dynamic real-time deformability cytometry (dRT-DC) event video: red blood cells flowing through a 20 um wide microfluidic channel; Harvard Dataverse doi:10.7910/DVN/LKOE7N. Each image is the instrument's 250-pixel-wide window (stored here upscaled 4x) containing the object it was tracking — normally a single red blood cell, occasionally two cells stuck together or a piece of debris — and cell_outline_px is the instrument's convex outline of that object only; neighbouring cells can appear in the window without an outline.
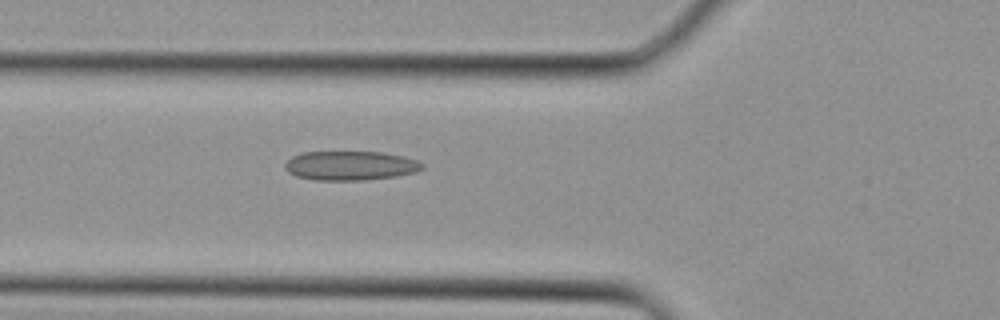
{"species": "Egyptian fruit bat (a non-hibernating species)", "species_latin": "Rousettus aegyptiacus", "temperature_condition": "cold", "stored_images_in_passage": 5, "camera_frame_rate_fps": 3000, "um_per_image_px": 0.085, "animal": {"sex": "female"}, "frame": {"image": 1, "passage_image": 4, "time_ms": 1.0, "image_size_px": [1000, 320], "cell_outline_px": [[424, 168], [416, 172], [396, 176], [364, 180], [316, 180], [296, 176], [288, 172], [284, 168], [284, 164], [292, 156], [300, 152], [380, 152], [404, 156], [416, 160], [424, 164]], "centroid_in_image_um": [29.77, 14.08], "position_along_channel_um": 96.0, "area_um2": 23.47}}